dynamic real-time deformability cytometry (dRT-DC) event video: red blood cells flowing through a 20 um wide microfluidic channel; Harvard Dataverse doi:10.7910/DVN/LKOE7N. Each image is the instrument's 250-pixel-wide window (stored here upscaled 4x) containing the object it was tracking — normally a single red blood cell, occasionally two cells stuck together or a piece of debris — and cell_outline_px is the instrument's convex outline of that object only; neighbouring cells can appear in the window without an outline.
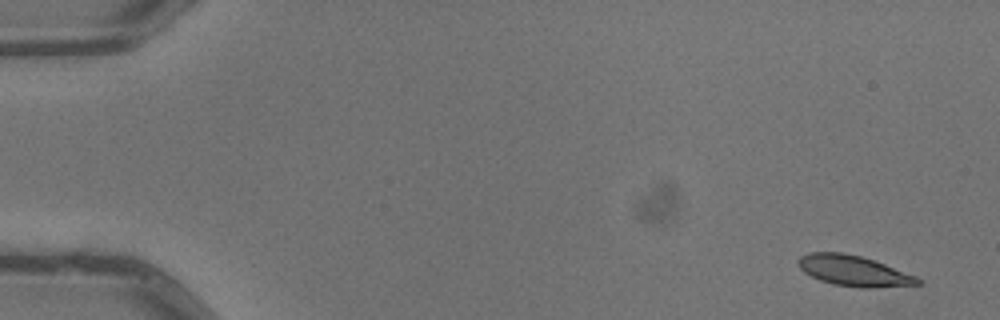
{"species": "common noctule bat (a hibernating species)", "species_latin": "Nyctalus noctula", "temperature_condition": "warm", "stored_images_in_passage": 5, "camera_frame_rate_fps": 3000, "um_per_image_px": 0.085, "animal": {"sex": "male", "body_mass_g": 13.3}, "frame": {"image": 1, "passage_image": 1, "time_ms": 0.0, "image_size_px": [1000, 320], "cell_outline_px": [[920, 284], [876, 288], [856, 288], [832, 284], [820, 280], [804, 272], [800, 268], [796, 260], [800, 256], [808, 252], [844, 252], [860, 256], [884, 264], [916, 276], [920, 280]], "centroid_in_image_um": [72.52, 23.02], "position_along_channel_um": 12.5, "area_um2": 21.33}}
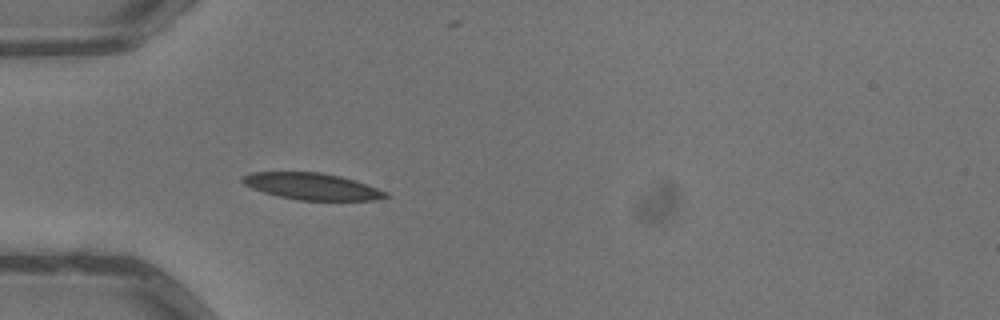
{"frame": {"image": 2, "passage_image": 5, "time_ms": 1.333, "image_size_px": [1000, 320], "cell_outline_px": [[392, 196], [376, 200], [296, 200], [264, 192], [252, 188], [244, 184], [240, 180], [240, 176], [252, 172], [320, 172], [340, 176], [356, 180], [388, 192]], "centroid_in_image_um": [26.54, 15.84], "position_along_channel_um": 58.5, "area_um2": 22.37}}